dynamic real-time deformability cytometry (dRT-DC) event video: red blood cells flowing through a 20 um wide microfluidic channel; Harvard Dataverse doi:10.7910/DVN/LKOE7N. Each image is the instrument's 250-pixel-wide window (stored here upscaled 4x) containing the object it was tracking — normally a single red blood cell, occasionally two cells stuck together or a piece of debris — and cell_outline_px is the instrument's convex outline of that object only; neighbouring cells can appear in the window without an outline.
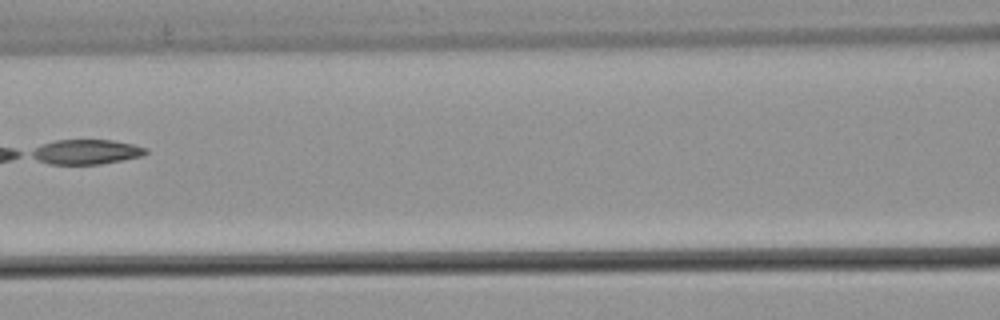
{"species": "common noctule bat (a hibernating species)", "species_latin": "Nyctalus noctula", "temperature_condition": "warm", "stored_images_in_passage": 8, "segment_of_instrument_passage": [2, 2], "camera_frame_rate_fps": 3000, "um_per_image_px": 0.085, "animal": {"sex": "male", "body_mass_g": 21.5, "forearm_length_mm": 52.0}, "frame": {"image": 1, "passage_image": 7, "time_ms": 2.0, "image_size_px": [1000, 320], "cell_outline_px": [[148, 152], [144, 156], [100, 164], [48, 164], [32, 156], [28, 152], [44, 144], [56, 140], [112, 140], [132, 144], [148, 148]], "centroid_in_image_um": [7.37, 12.91], "position_along_channel_um": 159.2, "area_um2": 16.42}}